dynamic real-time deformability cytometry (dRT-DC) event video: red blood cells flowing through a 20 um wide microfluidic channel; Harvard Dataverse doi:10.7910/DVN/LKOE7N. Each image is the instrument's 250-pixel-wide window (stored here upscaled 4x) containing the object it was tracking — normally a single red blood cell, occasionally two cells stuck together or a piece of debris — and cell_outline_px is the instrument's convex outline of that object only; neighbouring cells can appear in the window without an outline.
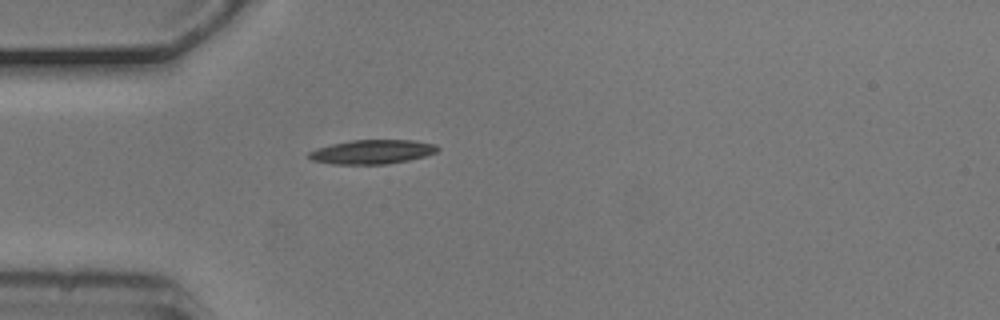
{"species": "common noctule bat (a hibernating species)", "species_latin": "Nyctalus noctula", "temperature_condition": "cold", "stored_images_in_passage": 1, "camera_frame_rate_fps": 3000, "um_per_image_px": 0.085, "animal": {"sex": "male", "body_mass_g": 20.5, "forearm_length_mm": 52.5}, "frame": {"image": 1, "passage_image": 1, "time_ms": 0.0, "image_size_px": [1000, 320], "cell_outline_px": [[440, 148], [436, 152], [424, 156], [408, 160], [388, 164], [332, 164], [312, 160], [308, 156], [308, 152], [316, 148], [332, 144], [352, 140], [412, 140], [436, 144]], "centroid_in_image_um": [31.63, 12.9], "position_along_channel_um": 53.4, "area_um2": 18.09}}